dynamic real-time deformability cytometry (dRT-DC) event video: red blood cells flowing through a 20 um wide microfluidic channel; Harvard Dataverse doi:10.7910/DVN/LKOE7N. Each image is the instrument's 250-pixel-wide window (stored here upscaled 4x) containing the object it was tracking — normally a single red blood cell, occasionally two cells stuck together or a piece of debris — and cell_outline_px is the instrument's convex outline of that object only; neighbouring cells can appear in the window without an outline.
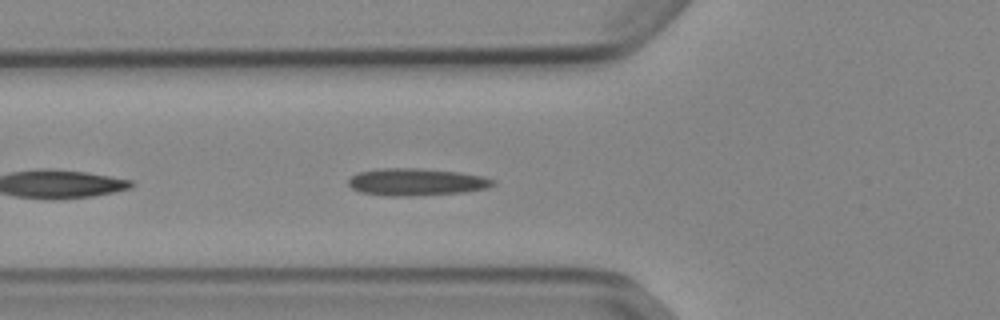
{"species": "Egyptian fruit bat (a non-hibernating species)", "species_latin": "Rousettus aegyptiacus", "temperature_condition": "cold", "stored_images_in_passage": 32, "camera_frame_rate_fps": 3000, "um_per_image_px": 0.085, "animal": {"sex": "female"}, "frame": {"image": 1, "passage_image": 5, "time_ms": 1.333, "image_size_px": [1000, 320], "cell_outline_px": [[496, 184], [488, 188], [464, 192], [412, 196], [388, 196], [360, 192], [352, 188], [348, 184], [348, 180], [356, 172], [380, 168], [420, 168], [456, 172], [480, 176], [496, 180]], "centroid_in_image_um": [35.37, 15.47], "position_along_channel_um": 90.4, "area_um2": 23.0}}